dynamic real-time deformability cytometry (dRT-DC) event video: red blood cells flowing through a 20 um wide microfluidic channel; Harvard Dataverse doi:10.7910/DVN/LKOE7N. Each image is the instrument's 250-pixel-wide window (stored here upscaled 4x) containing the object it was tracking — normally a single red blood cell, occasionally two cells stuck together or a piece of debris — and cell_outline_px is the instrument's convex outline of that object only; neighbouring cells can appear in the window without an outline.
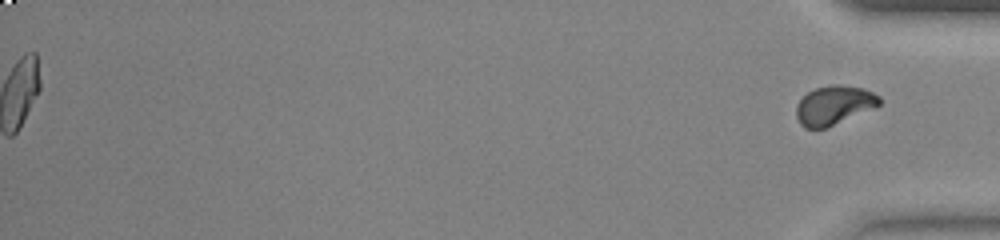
{"species": "common noctule bat (a hibernating species)", "species_latin": "Nyctalus noctula", "temperature_condition": "warm", "stored_images_in_passage": 53, "segment_of_instrument_passage": [2, 2], "camera_frame_rate_fps": 3000, "um_per_image_px": 0.085, "animal": {"sex": "female", "body_mass_g": 23.0, "forearm_length_mm": 53.4}, "frame": {"image": 1, "passage_image": 53, "time_ms": 17.333, "image_size_px": [1000, 240], "cell_outline_px": [[880, 104], [824, 128], [804, 128], [800, 124], [796, 116], [796, 104], [808, 92], [816, 88], [836, 84], [840, 84], [864, 88], [880, 96]], "centroid_in_image_um": [70.85, 8.92], "position_along_channel_um": 364.3, "area_um2": 18.44}}